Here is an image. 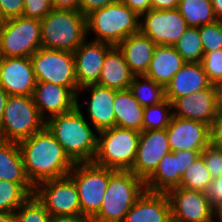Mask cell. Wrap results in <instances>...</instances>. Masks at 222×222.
Wrapping results in <instances>:
<instances>
[{
	"label": "cell",
	"mask_w": 222,
	"mask_h": 222,
	"mask_svg": "<svg viewBox=\"0 0 222 222\" xmlns=\"http://www.w3.org/2000/svg\"><path fill=\"white\" fill-rule=\"evenodd\" d=\"M18 144L33 187L67 176L73 169L75 163L46 126Z\"/></svg>",
	"instance_id": "6da1fadb"
},
{
	"label": "cell",
	"mask_w": 222,
	"mask_h": 222,
	"mask_svg": "<svg viewBox=\"0 0 222 222\" xmlns=\"http://www.w3.org/2000/svg\"><path fill=\"white\" fill-rule=\"evenodd\" d=\"M79 100L77 97L74 109L52 116L45 126L74 163L92 162L97 151L98 131L85 119Z\"/></svg>",
	"instance_id": "7a4b0ae2"
},
{
	"label": "cell",
	"mask_w": 222,
	"mask_h": 222,
	"mask_svg": "<svg viewBox=\"0 0 222 222\" xmlns=\"http://www.w3.org/2000/svg\"><path fill=\"white\" fill-rule=\"evenodd\" d=\"M87 35L93 32V41L118 46L124 39L140 32V15L121 0L96 9L86 16Z\"/></svg>",
	"instance_id": "3957f363"
},
{
	"label": "cell",
	"mask_w": 222,
	"mask_h": 222,
	"mask_svg": "<svg viewBox=\"0 0 222 222\" xmlns=\"http://www.w3.org/2000/svg\"><path fill=\"white\" fill-rule=\"evenodd\" d=\"M41 23V46L74 52L87 38V18L79 10L52 9Z\"/></svg>",
	"instance_id": "277c9868"
},
{
	"label": "cell",
	"mask_w": 222,
	"mask_h": 222,
	"mask_svg": "<svg viewBox=\"0 0 222 222\" xmlns=\"http://www.w3.org/2000/svg\"><path fill=\"white\" fill-rule=\"evenodd\" d=\"M145 190V182L132 171L116 170L109 178L101 208L93 221L123 222Z\"/></svg>",
	"instance_id": "5b68a950"
},
{
	"label": "cell",
	"mask_w": 222,
	"mask_h": 222,
	"mask_svg": "<svg viewBox=\"0 0 222 222\" xmlns=\"http://www.w3.org/2000/svg\"><path fill=\"white\" fill-rule=\"evenodd\" d=\"M140 132L111 127L98 132L97 151L93 163L113 170L130 171L134 165Z\"/></svg>",
	"instance_id": "8992f818"
},
{
	"label": "cell",
	"mask_w": 222,
	"mask_h": 222,
	"mask_svg": "<svg viewBox=\"0 0 222 222\" xmlns=\"http://www.w3.org/2000/svg\"><path fill=\"white\" fill-rule=\"evenodd\" d=\"M45 124L32 96L9 95L0 121V139L19 143Z\"/></svg>",
	"instance_id": "52a82bcc"
},
{
	"label": "cell",
	"mask_w": 222,
	"mask_h": 222,
	"mask_svg": "<svg viewBox=\"0 0 222 222\" xmlns=\"http://www.w3.org/2000/svg\"><path fill=\"white\" fill-rule=\"evenodd\" d=\"M115 171L93 162L74 164L68 176L76 185L82 215L93 219L98 214L109 178Z\"/></svg>",
	"instance_id": "ba28073f"
},
{
	"label": "cell",
	"mask_w": 222,
	"mask_h": 222,
	"mask_svg": "<svg viewBox=\"0 0 222 222\" xmlns=\"http://www.w3.org/2000/svg\"><path fill=\"white\" fill-rule=\"evenodd\" d=\"M36 82L68 87L76 95L79 87L75 75L74 54L41 47L31 57Z\"/></svg>",
	"instance_id": "9c48e42d"
},
{
	"label": "cell",
	"mask_w": 222,
	"mask_h": 222,
	"mask_svg": "<svg viewBox=\"0 0 222 222\" xmlns=\"http://www.w3.org/2000/svg\"><path fill=\"white\" fill-rule=\"evenodd\" d=\"M41 46V23L24 16L7 19L0 33L1 57H31Z\"/></svg>",
	"instance_id": "30bf717a"
},
{
	"label": "cell",
	"mask_w": 222,
	"mask_h": 222,
	"mask_svg": "<svg viewBox=\"0 0 222 222\" xmlns=\"http://www.w3.org/2000/svg\"><path fill=\"white\" fill-rule=\"evenodd\" d=\"M33 195L52 218L81 214L78 191L74 181L68 175L38 184L34 187Z\"/></svg>",
	"instance_id": "8fae6325"
},
{
	"label": "cell",
	"mask_w": 222,
	"mask_h": 222,
	"mask_svg": "<svg viewBox=\"0 0 222 222\" xmlns=\"http://www.w3.org/2000/svg\"><path fill=\"white\" fill-rule=\"evenodd\" d=\"M187 28L178 9H150L140 16V32L156 45L174 46Z\"/></svg>",
	"instance_id": "7c38bea8"
},
{
	"label": "cell",
	"mask_w": 222,
	"mask_h": 222,
	"mask_svg": "<svg viewBox=\"0 0 222 222\" xmlns=\"http://www.w3.org/2000/svg\"><path fill=\"white\" fill-rule=\"evenodd\" d=\"M202 151L181 150L164 155L154 173L145 181L146 191L168 193L179 187L182 175Z\"/></svg>",
	"instance_id": "4fadbf2b"
},
{
	"label": "cell",
	"mask_w": 222,
	"mask_h": 222,
	"mask_svg": "<svg viewBox=\"0 0 222 222\" xmlns=\"http://www.w3.org/2000/svg\"><path fill=\"white\" fill-rule=\"evenodd\" d=\"M167 195L172 222H215V210L206 193L177 187Z\"/></svg>",
	"instance_id": "5bb4252c"
},
{
	"label": "cell",
	"mask_w": 222,
	"mask_h": 222,
	"mask_svg": "<svg viewBox=\"0 0 222 222\" xmlns=\"http://www.w3.org/2000/svg\"><path fill=\"white\" fill-rule=\"evenodd\" d=\"M170 152L166 129L142 131L136 159L130 171L145 182L154 173L159 161Z\"/></svg>",
	"instance_id": "9a60e30c"
},
{
	"label": "cell",
	"mask_w": 222,
	"mask_h": 222,
	"mask_svg": "<svg viewBox=\"0 0 222 222\" xmlns=\"http://www.w3.org/2000/svg\"><path fill=\"white\" fill-rule=\"evenodd\" d=\"M166 131L171 152L203 150L212 142V127L199 121L172 116Z\"/></svg>",
	"instance_id": "2e32d148"
},
{
	"label": "cell",
	"mask_w": 222,
	"mask_h": 222,
	"mask_svg": "<svg viewBox=\"0 0 222 222\" xmlns=\"http://www.w3.org/2000/svg\"><path fill=\"white\" fill-rule=\"evenodd\" d=\"M0 85L8 95L32 96L36 79L30 57H1Z\"/></svg>",
	"instance_id": "e0dca14e"
},
{
	"label": "cell",
	"mask_w": 222,
	"mask_h": 222,
	"mask_svg": "<svg viewBox=\"0 0 222 222\" xmlns=\"http://www.w3.org/2000/svg\"><path fill=\"white\" fill-rule=\"evenodd\" d=\"M173 116L203 122L214 126L218 108L214 84L189 96L176 98L172 102Z\"/></svg>",
	"instance_id": "ac0fdd59"
},
{
	"label": "cell",
	"mask_w": 222,
	"mask_h": 222,
	"mask_svg": "<svg viewBox=\"0 0 222 222\" xmlns=\"http://www.w3.org/2000/svg\"><path fill=\"white\" fill-rule=\"evenodd\" d=\"M113 47L108 43L86 39L73 52L75 75L79 88L98 83L104 58Z\"/></svg>",
	"instance_id": "d6986e66"
},
{
	"label": "cell",
	"mask_w": 222,
	"mask_h": 222,
	"mask_svg": "<svg viewBox=\"0 0 222 222\" xmlns=\"http://www.w3.org/2000/svg\"><path fill=\"white\" fill-rule=\"evenodd\" d=\"M32 97L45 121L77 106V95L71 89L53 83L36 82Z\"/></svg>",
	"instance_id": "ffe728a7"
},
{
	"label": "cell",
	"mask_w": 222,
	"mask_h": 222,
	"mask_svg": "<svg viewBox=\"0 0 222 222\" xmlns=\"http://www.w3.org/2000/svg\"><path fill=\"white\" fill-rule=\"evenodd\" d=\"M89 90L91 96L86 101L89 123L98 131L115 127L114 99L116 90L98 84H89L79 88L80 92ZM88 104V105H87Z\"/></svg>",
	"instance_id": "44dd1931"
},
{
	"label": "cell",
	"mask_w": 222,
	"mask_h": 222,
	"mask_svg": "<svg viewBox=\"0 0 222 222\" xmlns=\"http://www.w3.org/2000/svg\"><path fill=\"white\" fill-rule=\"evenodd\" d=\"M123 222H172L167 193L144 191L124 217Z\"/></svg>",
	"instance_id": "7402d4cb"
},
{
	"label": "cell",
	"mask_w": 222,
	"mask_h": 222,
	"mask_svg": "<svg viewBox=\"0 0 222 222\" xmlns=\"http://www.w3.org/2000/svg\"><path fill=\"white\" fill-rule=\"evenodd\" d=\"M211 85L201 62H186L166 86L165 97L172 103L176 98L189 96Z\"/></svg>",
	"instance_id": "603a6c76"
},
{
	"label": "cell",
	"mask_w": 222,
	"mask_h": 222,
	"mask_svg": "<svg viewBox=\"0 0 222 222\" xmlns=\"http://www.w3.org/2000/svg\"><path fill=\"white\" fill-rule=\"evenodd\" d=\"M156 44L146 35L138 32L124 39L117 47L134 76L145 75L152 60Z\"/></svg>",
	"instance_id": "cb8c5ba5"
},
{
	"label": "cell",
	"mask_w": 222,
	"mask_h": 222,
	"mask_svg": "<svg viewBox=\"0 0 222 222\" xmlns=\"http://www.w3.org/2000/svg\"><path fill=\"white\" fill-rule=\"evenodd\" d=\"M0 180L20 184L31 196L34 187L28 179L19 144L0 139Z\"/></svg>",
	"instance_id": "d4e9b609"
},
{
	"label": "cell",
	"mask_w": 222,
	"mask_h": 222,
	"mask_svg": "<svg viewBox=\"0 0 222 222\" xmlns=\"http://www.w3.org/2000/svg\"><path fill=\"white\" fill-rule=\"evenodd\" d=\"M185 63L174 46L156 45L149 68L144 76L166 88Z\"/></svg>",
	"instance_id": "484cf974"
},
{
	"label": "cell",
	"mask_w": 222,
	"mask_h": 222,
	"mask_svg": "<svg viewBox=\"0 0 222 222\" xmlns=\"http://www.w3.org/2000/svg\"><path fill=\"white\" fill-rule=\"evenodd\" d=\"M134 75L123 53L114 46L105 56L98 85L115 90L129 89Z\"/></svg>",
	"instance_id": "4316f807"
},
{
	"label": "cell",
	"mask_w": 222,
	"mask_h": 222,
	"mask_svg": "<svg viewBox=\"0 0 222 222\" xmlns=\"http://www.w3.org/2000/svg\"><path fill=\"white\" fill-rule=\"evenodd\" d=\"M114 112L116 127L143 131L144 107L133 97L129 89L116 90Z\"/></svg>",
	"instance_id": "83f0119b"
},
{
	"label": "cell",
	"mask_w": 222,
	"mask_h": 222,
	"mask_svg": "<svg viewBox=\"0 0 222 222\" xmlns=\"http://www.w3.org/2000/svg\"><path fill=\"white\" fill-rule=\"evenodd\" d=\"M178 10L188 27L199 28L218 20L211 0H179Z\"/></svg>",
	"instance_id": "f1b7e54d"
},
{
	"label": "cell",
	"mask_w": 222,
	"mask_h": 222,
	"mask_svg": "<svg viewBox=\"0 0 222 222\" xmlns=\"http://www.w3.org/2000/svg\"><path fill=\"white\" fill-rule=\"evenodd\" d=\"M129 90L143 107L159 104L166 99L165 88L144 75L134 76Z\"/></svg>",
	"instance_id": "f546056e"
},
{
	"label": "cell",
	"mask_w": 222,
	"mask_h": 222,
	"mask_svg": "<svg viewBox=\"0 0 222 222\" xmlns=\"http://www.w3.org/2000/svg\"><path fill=\"white\" fill-rule=\"evenodd\" d=\"M174 48L185 62H201L204 51L199 28L188 27L179 41L174 45Z\"/></svg>",
	"instance_id": "4dcf8cb0"
},
{
	"label": "cell",
	"mask_w": 222,
	"mask_h": 222,
	"mask_svg": "<svg viewBox=\"0 0 222 222\" xmlns=\"http://www.w3.org/2000/svg\"><path fill=\"white\" fill-rule=\"evenodd\" d=\"M211 181L210 172L200 155L182 175L179 187L206 193Z\"/></svg>",
	"instance_id": "1f68e13d"
},
{
	"label": "cell",
	"mask_w": 222,
	"mask_h": 222,
	"mask_svg": "<svg viewBox=\"0 0 222 222\" xmlns=\"http://www.w3.org/2000/svg\"><path fill=\"white\" fill-rule=\"evenodd\" d=\"M172 116V103L168 99L159 104L144 107L143 131L166 129Z\"/></svg>",
	"instance_id": "d6a6232c"
},
{
	"label": "cell",
	"mask_w": 222,
	"mask_h": 222,
	"mask_svg": "<svg viewBox=\"0 0 222 222\" xmlns=\"http://www.w3.org/2000/svg\"><path fill=\"white\" fill-rule=\"evenodd\" d=\"M30 196L20 184L0 180V212L14 213Z\"/></svg>",
	"instance_id": "836d02e7"
},
{
	"label": "cell",
	"mask_w": 222,
	"mask_h": 222,
	"mask_svg": "<svg viewBox=\"0 0 222 222\" xmlns=\"http://www.w3.org/2000/svg\"><path fill=\"white\" fill-rule=\"evenodd\" d=\"M15 222H51L52 217L38 199L32 195L14 212Z\"/></svg>",
	"instance_id": "e575fe53"
},
{
	"label": "cell",
	"mask_w": 222,
	"mask_h": 222,
	"mask_svg": "<svg viewBox=\"0 0 222 222\" xmlns=\"http://www.w3.org/2000/svg\"><path fill=\"white\" fill-rule=\"evenodd\" d=\"M204 54L222 49V20L199 27Z\"/></svg>",
	"instance_id": "d590c367"
},
{
	"label": "cell",
	"mask_w": 222,
	"mask_h": 222,
	"mask_svg": "<svg viewBox=\"0 0 222 222\" xmlns=\"http://www.w3.org/2000/svg\"><path fill=\"white\" fill-rule=\"evenodd\" d=\"M201 64L212 84L222 80V49L204 54Z\"/></svg>",
	"instance_id": "8d00e7d4"
},
{
	"label": "cell",
	"mask_w": 222,
	"mask_h": 222,
	"mask_svg": "<svg viewBox=\"0 0 222 222\" xmlns=\"http://www.w3.org/2000/svg\"><path fill=\"white\" fill-rule=\"evenodd\" d=\"M212 179L222 175V147L211 142L200 154Z\"/></svg>",
	"instance_id": "74e56055"
},
{
	"label": "cell",
	"mask_w": 222,
	"mask_h": 222,
	"mask_svg": "<svg viewBox=\"0 0 222 222\" xmlns=\"http://www.w3.org/2000/svg\"><path fill=\"white\" fill-rule=\"evenodd\" d=\"M52 9L51 0H24L22 16L42 20Z\"/></svg>",
	"instance_id": "f35d334b"
},
{
	"label": "cell",
	"mask_w": 222,
	"mask_h": 222,
	"mask_svg": "<svg viewBox=\"0 0 222 222\" xmlns=\"http://www.w3.org/2000/svg\"><path fill=\"white\" fill-rule=\"evenodd\" d=\"M24 0H0V12L7 20L22 16Z\"/></svg>",
	"instance_id": "ab89813d"
},
{
	"label": "cell",
	"mask_w": 222,
	"mask_h": 222,
	"mask_svg": "<svg viewBox=\"0 0 222 222\" xmlns=\"http://www.w3.org/2000/svg\"><path fill=\"white\" fill-rule=\"evenodd\" d=\"M206 195L215 211L222 207V175L212 179V181L209 183Z\"/></svg>",
	"instance_id": "60d3db41"
},
{
	"label": "cell",
	"mask_w": 222,
	"mask_h": 222,
	"mask_svg": "<svg viewBox=\"0 0 222 222\" xmlns=\"http://www.w3.org/2000/svg\"><path fill=\"white\" fill-rule=\"evenodd\" d=\"M115 1L116 0H79V11L84 16H87L92 11L104 8Z\"/></svg>",
	"instance_id": "b9f144b4"
},
{
	"label": "cell",
	"mask_w": 222,
	"mask_h": 222,
	"mask_svg": "<svg viewBox=\"0 0 222 222\" xmlns=\"http://www.w3.org/2000/svg\"><path fill=\"white\" fill-rule=\"evenodd\" d=\"M126 6L142 15L151 9V0H121Z\"/></svg>",
	"instance_id": "7bdbcfd3"
},
{
	"label": "cell",
	"mask_w": 222,
	"mask_h": 222,
	"mask_svg": "<svg viewBox=\"0 0 222 222\" xmlns=\"http://www.w3.org/2000/svg\"><path fill=\"white\" fill-rule=\"evenodd\" d=\"M212 142L222 147V111L218 112L212 127Z\"/></svg>",
	"instance_id": "ee69618b"
},
{
	"label": "cell",
	"mask_w": 222,
	"mask_h": 222,
	"mask_svg": "<svg viewBox=\"0 0 222 222\" xmlns=\"http://www.w3.org/2000/svg\"><path fill=\"white\" fill-rule=\"evenodd\" d=\"M179 0H151V9L173 10L178 9Z\"/></svg>",
	"instance_id": "f6af8a7d"
},
{
	"label": "cell",
	"mask_w": 222,
	"mask_h": 222,
	"mask_svg": "<svg viewBox=\"0 0 222 222\" xmlns=\"http://www.w3.org/2000/svg\"><path fill=\"white\" fill-rule=\"evenodd\" d=\"M53 9L79 10V0H51Z\"/></svg>",
	"instance_id": "bcb514c9"
},
{
	"label": "cell",
	"mask_w": 222,
	"mask_h": 222,
	"mask_svg": "<svg viewBox=\"0 0 222 222\" xmlns=\"http://www.w3.org/2000/svg\"><path fill=\"white\" fill-rule=\"evenodd\" d=\"M51 222H94L92 218L82 214L76 216L53 217Z\"/></svg>",
	"instance_id": "7dc6e473"
},
{
	"label": "cell",
	"mask_w": 222,
	"mask_h": 222,
	"mask_svg": "<svg viewBox=\"0 0 222 222\" xmlns=\"http://www.w3.org/2000/svg\"><path fill=\"white\" fill-rule=\"evenodd\" d=\"M216 90V104L218 112L222 111V80L214 84Z\"/></svg>",
	"instance_id": "c3c4849f"
},
{
	"label": "cell",
	"mask_w": 222,
	"mask_h": 222,
	"mask_svg": "<svg viewBox=\"0 0 222 222\" xmlns=\"http://www.w3.org/2000/svg\"><path fill=\"white\" fill-rule=\"evenodd\" d=\"M9 95L6 92V90L0 85V121L6 106V102L8 99Z\"/></svg>",
	"instance_id": "681fc988"
},
{
	"label": "cell",
	"mask_w": 222,
	"mask_h": 222,
	"mask_svg": "<svg viewBox=\"0 0 222 222\" xmlns=\"http://www.w3.org/2000/svg\"><path fill=\"white\" fill-rule=\"evenodd\" d=\"M214 13L218 20H222V0H211Z\"/></svg>",
	"instance_id": "f907efd6"
},
{
	"label": "cell",
	"mask_w": 222,
	"mask_h": 222,
	"mask_svg": "<svg viewBox=\"0 0 222 222\" xmlns=\"http://www.w3.org/2000/svg\"><path fill=\"white\" fill-rule=\"evenodd\" d=\"M0 222H15L14 213L0 212Z\"/></svg>",
	"instance_id": "816d5d0a"
},
{
	"label": "cell",
	"mask_w": 222,
	"mask_h": 222,
	"mask_svg": "<svg viewBox=\"0 0 222 222\" xmlns=\"http://www.w3.org/2000/svg\"><path fill=\"white\" fill-rule=\"evenodd\" d=\"M215 222H222V207L215 211Z\"/></svg>",
	"instance_id": "f5cc1de1"
},
{
	"label": "cell",
	"mask_w": 222,
	"mask_h": 222,
	"mask_svg": "<svg viewBox=\"0 0 222 222\" xmlns=\"http://www.w3.org/2000/svg\"><path fill=\"white\" fill-rule=\"evenodd\" d=\"M6 19L2 16L1 12H0V33L4 27V23H5Z\"/></svg>",
	"instance_id": "db71d44e"
}]
</instances>
